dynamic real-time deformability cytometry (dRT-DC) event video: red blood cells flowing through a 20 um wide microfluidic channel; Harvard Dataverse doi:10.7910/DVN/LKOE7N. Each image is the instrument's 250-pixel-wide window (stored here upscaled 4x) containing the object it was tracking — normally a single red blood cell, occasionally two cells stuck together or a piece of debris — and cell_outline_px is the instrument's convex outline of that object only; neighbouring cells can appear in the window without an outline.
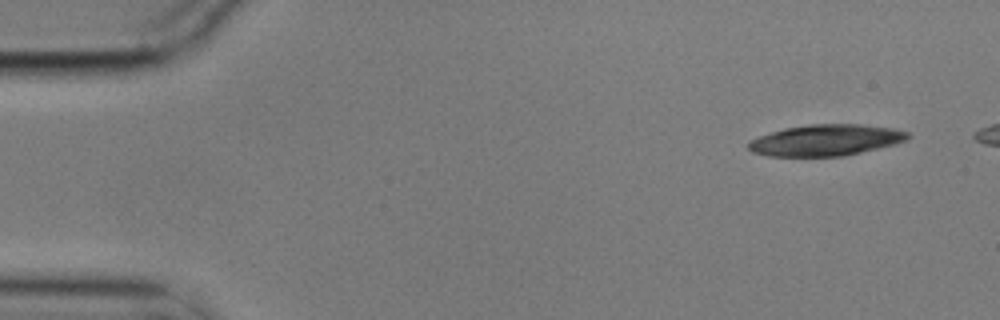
{"species": "common noctule bat (a hibernating species)", "species_latin": "Nyctalus noctula", "temperature_condition": "cold", "stored_images_in_passage": 5, "camera_frame_rate_fps": 3000, "um_per_image_px": 0.085, "animal": {"sex": "male", "body_mass_g": 17.9}, "frame": {"image": 1, "passage_image": 1, "time_ms": 0.0, "image_size_px": [1000, 320], "cell_outline_px": [[912, 136], [908, 140], [844, 156], [768, 156], [752, 152], [748, 148], [748, 140], [784, 128], [808, 124], [860, 124], [892, 128], [908, 132]], "centroid_in_image_um": [70.17, 11.91], "position_along_channel_um": 14.8, "area_um2": 28.9}}